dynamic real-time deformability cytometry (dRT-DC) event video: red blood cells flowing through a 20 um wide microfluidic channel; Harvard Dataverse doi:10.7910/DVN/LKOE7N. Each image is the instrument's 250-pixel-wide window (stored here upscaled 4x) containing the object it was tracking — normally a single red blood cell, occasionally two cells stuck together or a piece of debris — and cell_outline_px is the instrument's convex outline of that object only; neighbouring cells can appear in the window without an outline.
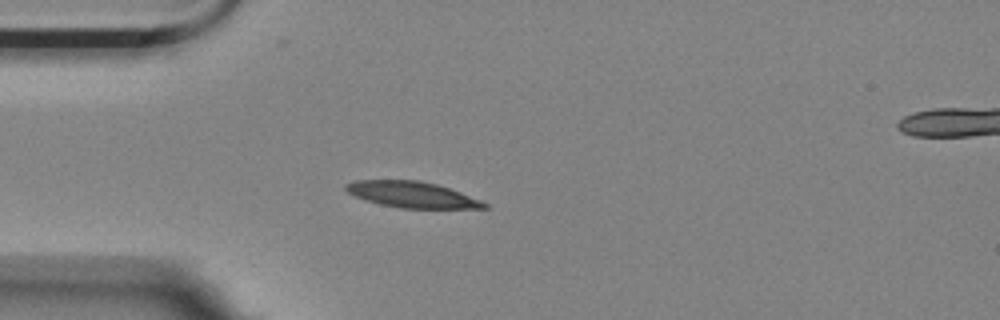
{"species": "Egyptian fruit bat (a non-hibernating species)", "species_latin": "Rousettus aegyptiacus", "temperature_condition": "room temperature", "stored_images_in_passage": 4, "camera_frame_rate_fps": 3000, "um_per_image_px": 0.085, "animal": {"sex": "female"}, "frame": {"image": 1, "passage_image": 3, "time_ms": 0.667, "image_size_px": [1000, 320], "cell_outline_px": [[488, 208], [400, 208], [380, 204], [356, 196], [348, 192], [344, 188], [344, 184], [356, 180], [420, 180], [436, 184], [460, 192], [480, 200], [488, 204]], "centroid_in_image_um": [35.01, 16.53], "position_along_channel_um": 50.0, "area_um2": 20.75}}